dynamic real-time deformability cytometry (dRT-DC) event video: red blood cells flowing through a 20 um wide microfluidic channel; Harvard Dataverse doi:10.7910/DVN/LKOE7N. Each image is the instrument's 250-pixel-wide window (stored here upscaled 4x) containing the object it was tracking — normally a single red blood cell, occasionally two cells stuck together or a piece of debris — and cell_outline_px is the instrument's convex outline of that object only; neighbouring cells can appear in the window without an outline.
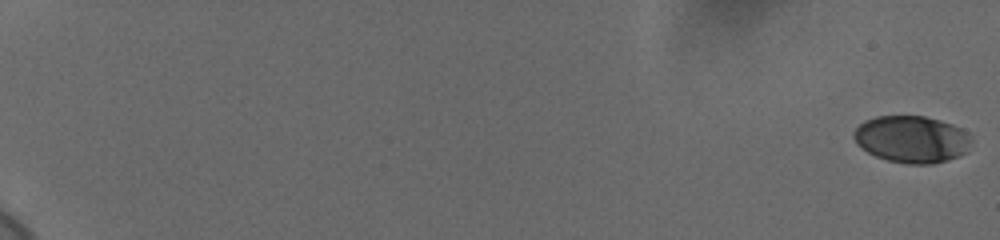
{"species": "human", "species_latin": "Homo sapiens", "temperature_condition": "cold", "stored_images_in_passage": 60, "camera_frame_rate_fps": 3000, "um_per_image_px": 0.085, "donor": {"sex": "female"}, "frame": {"image": 1, "passage_image": 1, "time_ms": 0.0, "image_size_px": [1000, 240], "cell_outline_px": [[972, 140], [968, 152], [960, 156], [948, 160], [932, 164], [908, 164], [888, 160], [876, 156], [860, 148], [856, 144], [852, 136], [852, 132], [864, 120], [876, 116], [924, 116], [940, 120], [952, 124], [960, 128], [972, 136]], "centroid_in_image_um": [77.5, 11.84], "position_along_channel_um": 7.5, "area_um2": 32.6}}
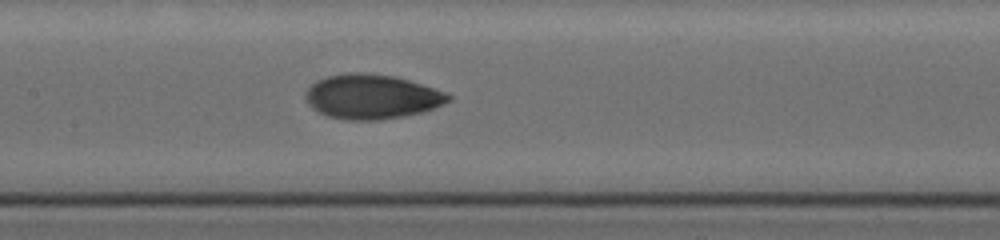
{"frame": {"image": 2, "passage_image": 34, "time_ms": 11.0, "image_size_px": [1000, 240], "cell_outline_px": [[452, 100], [432, 108], [420, 112], [404, 116], [380, 120], [344, 120], [328, 116], [312, 108], [308, 104], [304, 96], [308, 88], [316, 80], [328, 76], [348, 72], [364, 72], [392, 76], [408, 80], [444, 92], [452, 96]], "centroid_in_image_um": [31.56, 8.22], "position_along_channel_um": 175.8, "area_um2": 36.88}}
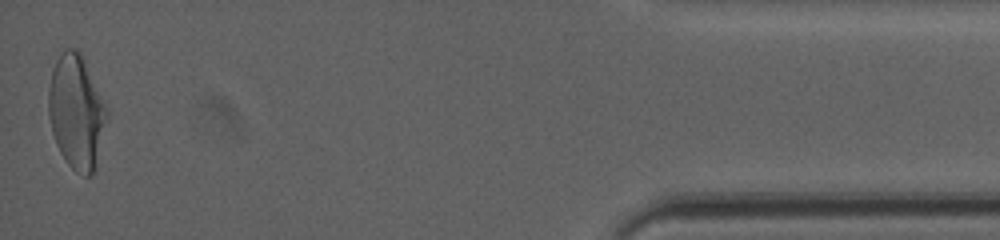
{"frame": {"image": 3, "passage_image": 60, "time_ms": 19.667, "image_size_px": [1000, 240], "cell_outline_px": [[108, 116], [92, 172], [88, 176], [84, 176], [76, 172], [68, 164], [60, 152], [56, 144], [52, 132], [48, 116], [48, 92], [52, 72], [56, 60], [64, 48], [76, 48], [80, 52], [108, 112]], "centroid_in_image_um": [6.45, 9.49], "position_along_channel_um": 428.7, "area_um2": 37.92}, "authors_computed_cell_mechanics": {"area_um2": 35.0846, "velocity_mm_per_s": 3.6761, "shape_relaxation_time_tau1_ms": 4.6127, "shape_relaxation_time_tau2_ms": 1.1013, "deformation_change_tau1": 0.1722, "deformation_change_tau2": 0.0493}}